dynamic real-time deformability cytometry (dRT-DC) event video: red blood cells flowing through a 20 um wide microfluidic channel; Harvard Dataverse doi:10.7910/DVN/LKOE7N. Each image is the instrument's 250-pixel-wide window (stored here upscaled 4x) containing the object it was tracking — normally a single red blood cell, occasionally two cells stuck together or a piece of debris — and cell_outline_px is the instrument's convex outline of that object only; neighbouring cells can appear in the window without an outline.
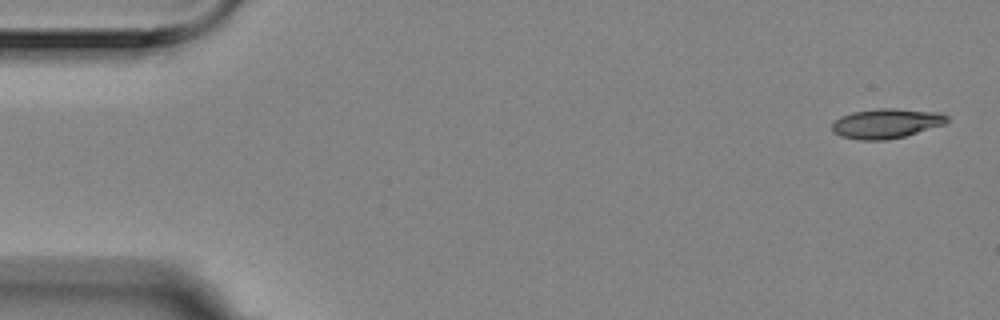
{"species": "Egyptian fruit bat (a non-hibernating species)", "species_latin": "Rousettus aegyptiacus", "temperature_condition": "room temperature", "stored_images_in_passage": 4, "camera_frame_rate_fps": 3000, "um_per_image_px": 0.085, "animal": {"sex": "female"}, "frame": {"image": 1, "passage_image": 1, "time_ms": 0.0, "image_size_px": [1000, 320], "cell_outline_px": [[948, 120], [944, 124], [904, 136], [884, 140], [860, 140], [840, 136], [832, 128], [832, 124], [840, 116], [852, 112], [880, 108], [896, 108], [940, 112], [948, 116]], "centroid_in_image_um": [75.34, 10.48], "position_along_channel_um": 9.7, "area_um2": 19.77}}